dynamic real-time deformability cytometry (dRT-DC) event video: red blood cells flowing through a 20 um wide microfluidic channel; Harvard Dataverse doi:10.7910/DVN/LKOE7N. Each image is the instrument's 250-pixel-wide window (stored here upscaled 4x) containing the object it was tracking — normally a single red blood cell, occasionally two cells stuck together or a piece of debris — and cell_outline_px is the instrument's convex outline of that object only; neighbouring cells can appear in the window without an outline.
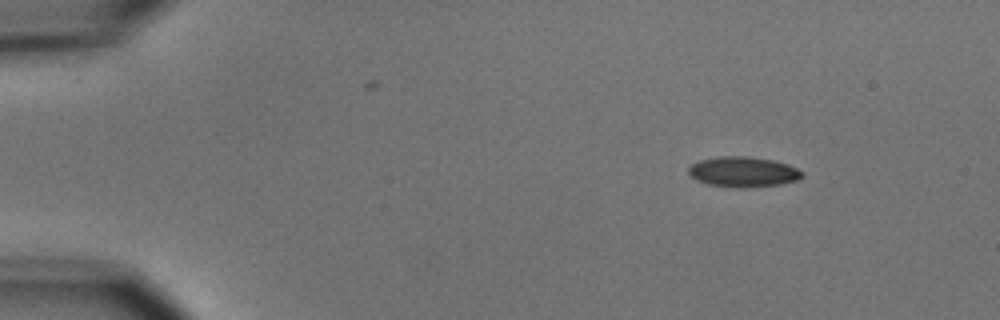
{"species": "common noctule bat (a hibernating species)", "species_latin": "Nyctalus noctula", "temperature_condition": "cold", "stored_images_in_passage": 3, "camera_frame_rate_fps": 3000, "um_per_image_px": 0.085, "animal": {"sex": "male", "body_mass_g": 15.6}, "frame": {"image": 1, "passage_image": 1, "time_ms": 0.0, "image_size_px": [1000, 320], "cell_outline_px": [[804, 176], [800, 180], [780, 184], [740, 188], [736, 188], [708, 184], [696, 180], [688, 172], [688, 168], [692, 164], [700, 160], [720, 156], [744, 156], [772, 160], [788, 164], [804, 172]], "centroid_in_image_um": [63.19, 14.61], "position_along_channel_um": 21.8, "area_um2": 20.06}}